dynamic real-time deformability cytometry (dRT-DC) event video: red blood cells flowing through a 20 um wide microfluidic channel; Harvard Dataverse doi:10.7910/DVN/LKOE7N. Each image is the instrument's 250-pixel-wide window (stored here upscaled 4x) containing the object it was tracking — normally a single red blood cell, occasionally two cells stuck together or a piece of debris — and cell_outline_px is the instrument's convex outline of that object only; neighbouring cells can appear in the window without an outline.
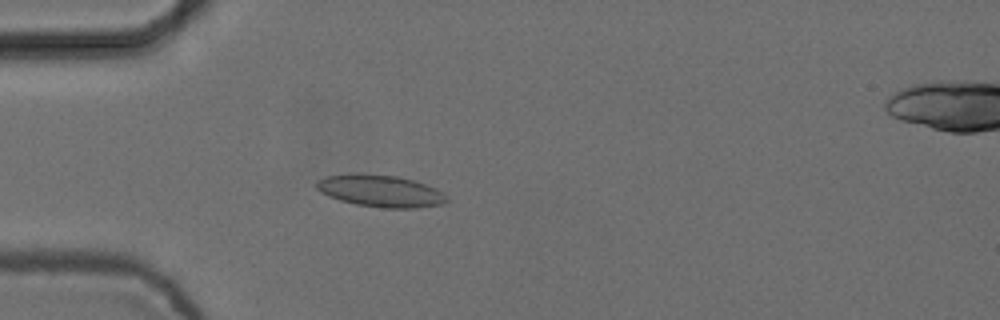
{"species": "common noctule bat (a hibernating species)", "species_latin": "Nyctalus noctula", "temperature_condition": "cold", "stored_images_in_passage": 4, "camera_frame_rate_fps": 3000, "um_per_image_px": 0.085, "animal": {"sex": "female", "body_mass_g": 24.6, "forearm_length_mm": 56.2}, "frame": {"image": 1, "passage_image": 4, "time_ms": 1.0, "image_size_px": [1000, 320], "cell_outline_px": [[448, 200], [444, 204], [416, 208], [384, 208], [356, 204], [340, 200], [328, 196], [320, 192], [316, 188], [316, 180], [324, 176], [356, 172], [364, 172], [396, 176], [412, 180], [436, 188], [448, 196]], "centroid_in_image_um": [32.31, 16.21], "position_along_channel_um": 52.7, "area_um2": 24.68}}